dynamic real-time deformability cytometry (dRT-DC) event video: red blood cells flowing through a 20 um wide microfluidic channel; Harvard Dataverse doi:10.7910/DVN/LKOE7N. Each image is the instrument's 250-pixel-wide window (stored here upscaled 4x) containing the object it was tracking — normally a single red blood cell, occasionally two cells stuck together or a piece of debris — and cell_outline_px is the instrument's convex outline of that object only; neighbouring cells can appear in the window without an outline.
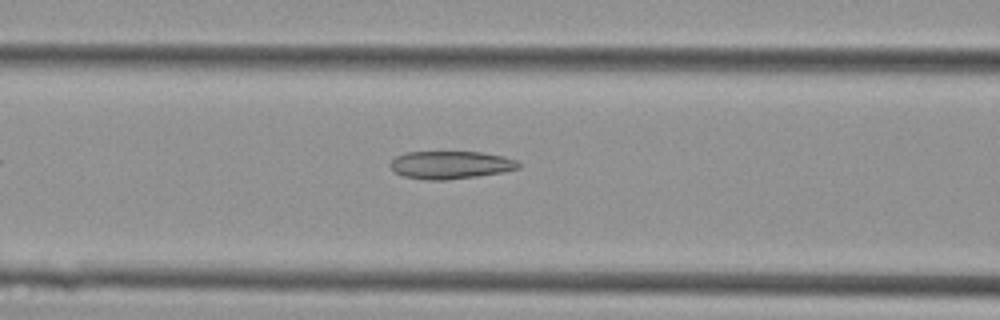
{"species": "Egyptian fruit bat (a non-hibernating species)", "species_latin": "Rousettus aegyptiacus", "temperature_condition": "cold", "stored_images_in_passage": 31, "camera_frame_rate_fps": 3000, "um_per_image_px": 0.085, "animal": {"sex": "female"}, "frame": {"image": 1, "passage_image": 6, "time_ms": 1.667, "image_size_px": [1000, 320], "cell_outline_px": [[520, 168], [504, 172], [448, 180], [428, 180], [404, 176], [396, 172], [388, 164], [396, 156], [404, 152], [480, 152], [504, 156], [516, 160], [520, 164]], "centroid_in_image_um": [38.31, 14.01], "position_along_channel_um": 128.3, "area_um2": 20.81}}
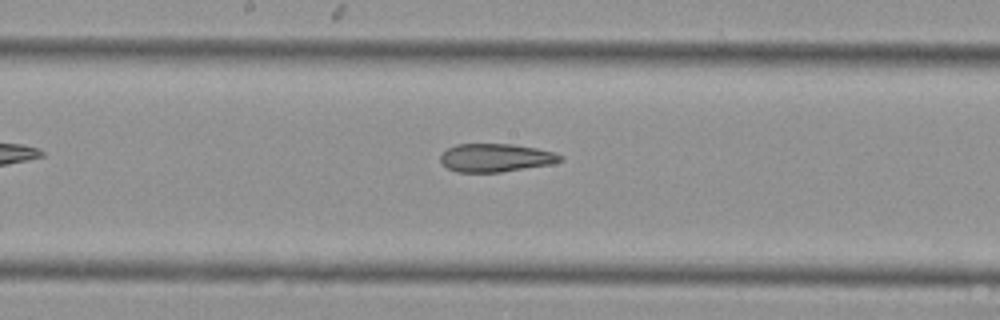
{"frame": {"image": 2, "passage_image": 11, "time_ms": 3.333, "image_size_px": [1000, 320], "cell_outline_px": [[564, 160], [552, 164], [500, 172], [456, 172], [448, 168], [440, 160], [440, 156], [448, 148], [456, 144], [512, 144], [536, 148], [552, 152], [564, 156]], "centroid_in_image_um": [42.15, 13.41], "position_along_channel_um": 206.0, "area_um2": 19.65}}
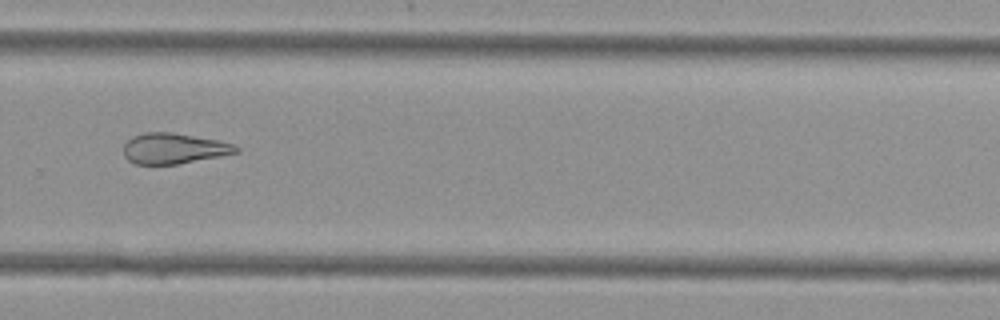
{"frame": {"image": 3, "passage_image": 18, "time_ms": 5.667, "image_size_px": [1000, 320], "cell_outline_px": [[240, 152], [220, 156], [176, 164], [136, 164], [128, 160], [124, 156], [124, 144], [132, 136], [144, 132], [172, 132], [216, 140], [232, 144], [240, 148]], "centroid_in_image_um": [14.75, 12.61], "position_along_channel_um": 315.0, "area_um2": 19.94}}